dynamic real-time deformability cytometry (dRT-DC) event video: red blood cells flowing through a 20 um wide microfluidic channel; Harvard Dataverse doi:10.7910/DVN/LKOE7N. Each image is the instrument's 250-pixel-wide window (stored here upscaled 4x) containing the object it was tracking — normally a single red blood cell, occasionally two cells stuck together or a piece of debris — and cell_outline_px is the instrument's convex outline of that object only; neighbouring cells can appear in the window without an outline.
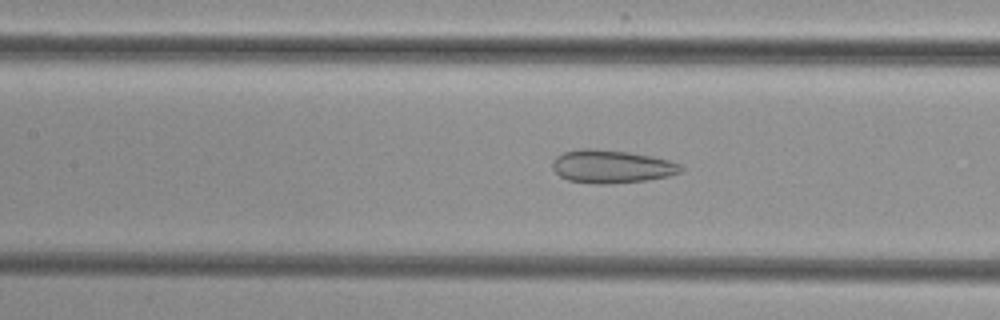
{"species": "common noctule bat (a hibernating species)", "species_latin": "Nyctalus noctula", "temperature_condition": "cold", "stored_images_in_passage": 39, "camera_frame_rate_fps": 3000, "um_per_image_px": 0.085, "animal": {"sex": "female", "body_mass_g": 29.2, "forearm_length_mm": 56.3}, "frame": {"image": 1, "passage_image": 18, "time_ms": 5.667, "image_size_px": [1000, 320], "cell_outline_px": [[684, 168], [680, 172], [668, 176], [648, 180], [612, 184], [596, 184], [568, 180], [560, 176], [552, 168], [552, 164], [556, 156], [564, 152], [580, 148], [592, 148], [628, 152], [652, 156], [668, 160], [680, 164]], "centroid_in_image_um": [51.98, 14.15], "position_along_channel_um": 155.4, "area_um2": 24.85}}
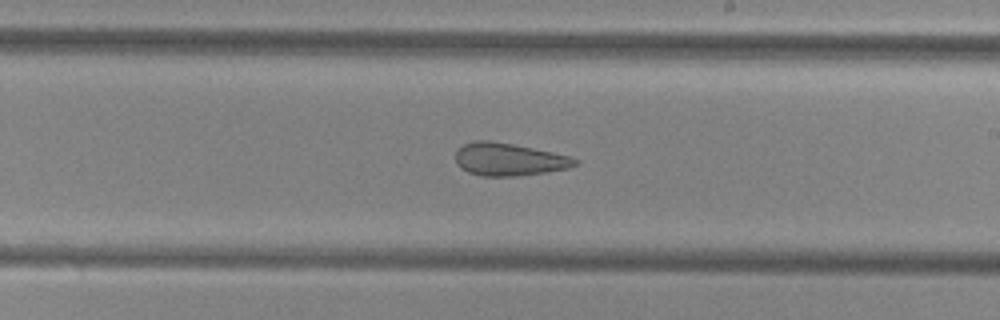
{"frame": {"image": 2, "passage_image": 25, "time_ms": 8.0, "image_size_px": [1000, 320], "cell_outline_px": [[580, 160], [576, 164], [568, 168], [548, 172], [520, 176], [480, 176], [468, 172], [460, 168], [456, 164], [456, 152], [464, 144], [472, 140], [488, 140], [512, 144], [552, 152], [568, 156]], "centroid_in_image_um": [43.23, 13.56], "position_along_channel_um": 245.8, "area_um2": 22.77}}
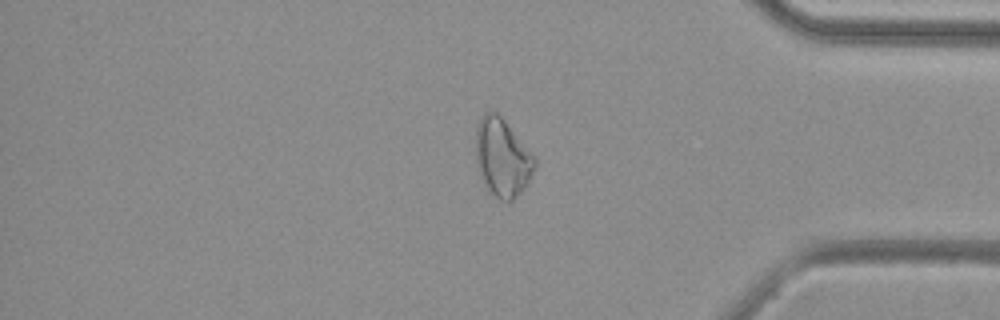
{"frame": {"image": 3, "passage_image": 38, "time_ms": 12.333, "image_size_px": [1000, 320], "cell_outline_px": [[536, 168], [520, 192], [508, 204], [500, 200], [488, 188], [476, 164], [476, 124], [480, 116], [488, 108], [492, 108], [504, 120], [536, 156]], "centroid_in_image_um": [42.7, 13.33], "position_along_channel_um": 392.5, "area_um2": 26.88}}